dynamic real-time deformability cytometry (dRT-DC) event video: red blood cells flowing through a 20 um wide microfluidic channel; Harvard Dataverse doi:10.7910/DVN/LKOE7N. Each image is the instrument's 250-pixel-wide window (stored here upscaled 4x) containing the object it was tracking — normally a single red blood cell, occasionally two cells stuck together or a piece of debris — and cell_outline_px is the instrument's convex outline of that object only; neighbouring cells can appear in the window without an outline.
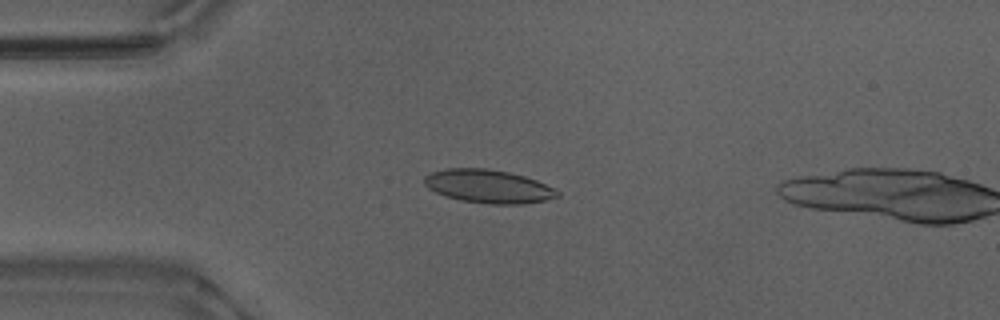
{"species": "Egyptian fruit bat (a non-hibernating species)", "species_latin": "Rousettus aegyptiacus", "temperature_condition": "warm", "stored_images_in_passage": 14, "camera_frame_rate_fps": 3000, "um_per_image_px": 0.085, "animal": {"sex": "male"}, "frame": {"image": 1, "passage_image": 12, "time_ms": 3.667, "image_size_px": [1000, 320], "cell_outline_px": [[560, 196], [544, 200], [524, 204], [488, 204], [460, 200], [444, 196], [428, 188], [424, 184], [424, 176], [432, 172], [448, 168], [488, 168], [508, 172], [524, 176], [536, 180], [560, 192]], "centroid_in_image_um": [41.49, 15.84], "position_along_channel_um": 43.5, "area_um2": 25.84}}